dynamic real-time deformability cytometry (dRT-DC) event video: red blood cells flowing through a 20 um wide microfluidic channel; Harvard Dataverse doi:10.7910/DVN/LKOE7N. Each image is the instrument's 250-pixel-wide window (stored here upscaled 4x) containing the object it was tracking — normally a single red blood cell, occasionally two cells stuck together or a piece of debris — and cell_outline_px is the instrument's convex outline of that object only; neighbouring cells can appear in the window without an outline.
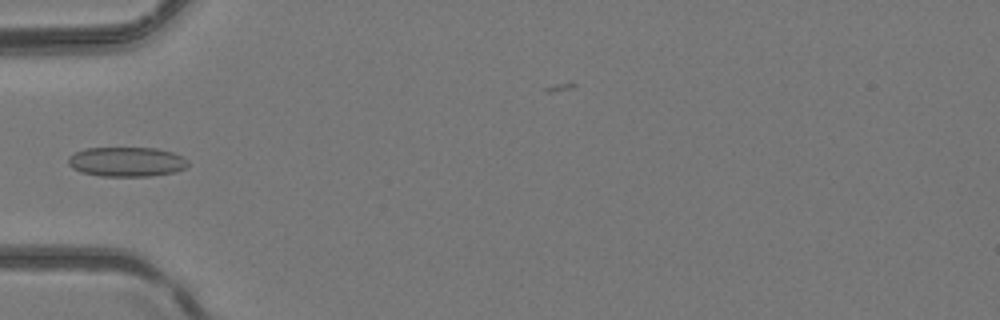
{"species": "common noctule bat (a hibernating species)", "species_latin": "Nyctalus noctula", "temperature_condition": "room temperature", "stored_images_in_passage": 6, "camera_frame_rate_fps": 3000, "um_per_image_px": 0.085, "animal": {"sex": "female", "body_mass_g": 24.6, "forearm_length_mm": 56.2}, "frame": {"image": 1, "passage_image": 5, "time_ms": 1.333, "image_size_px": [1000, 320], "cell_outline_px": [[188, 164], [184, 168], [176, 172], [148, 176], [100, 176], [80, 172], [72, 168], [68, 164], [68, 156], [84, 148], [156, 148], [172, 152], [188, 160]], "centroid_in_image_um": [10.73, 13.75], "position_along_channel_um": 74.3, "area_um2": 20.69}}